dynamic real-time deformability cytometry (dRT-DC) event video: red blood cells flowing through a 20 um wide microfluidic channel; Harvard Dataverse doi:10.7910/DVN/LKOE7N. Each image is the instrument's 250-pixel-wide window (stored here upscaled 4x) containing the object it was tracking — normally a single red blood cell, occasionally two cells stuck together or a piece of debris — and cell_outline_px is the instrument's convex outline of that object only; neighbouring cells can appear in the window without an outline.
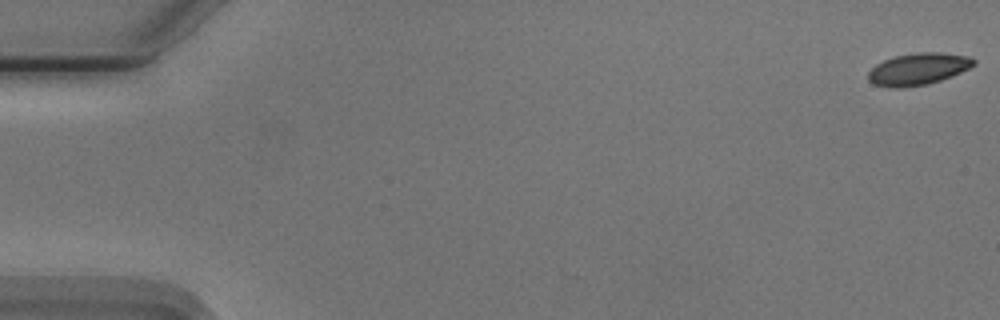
{"species": "Egyptian fruit bat (a non-hibernating species)", "species_latin": "Rousettus aegyptiacus", "temperature_condition": "cold", "stored_images_in_passage": 55, "camera_frame_rate_fps": 3000, "um_per_image_px": 0.085, "animal": {"sex": "male"}, "frame": {"image": 1, "passage_image": 1, "time_ms": 0.0, "image_size_px": [1000, 320], "cell_outline_px": [[976, 64], [952, 76], [928, 84], [904, 88], [888, 88], [872, 84], [868, 80], [868, 72], [876, 64], [884, 60], [896, 56], [916, 52], [940, 52], [972, 56], [976, 60]], "centroid_in_image_um": [78.04, 5.87], "position_along_channel_um": 7.0, "area_um2": 19.88}}
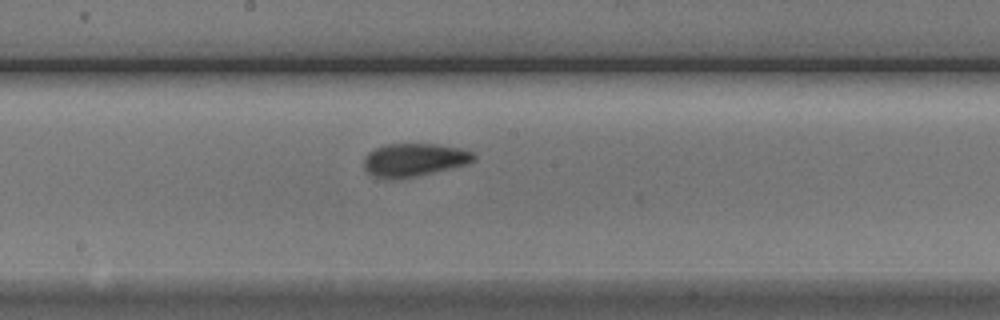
{"frame": {"image": 2, "passage_image": 30, "time_ms": 9.667, "image_size_px": [1000, 320], "cell_outline_px": [[476, 156], [472, 160], [464, 164], [432, 172], [412, 176], [388, 180], [384, 180], [368, 172], [364, 168], [364, 156], [368, 152], [384, 144], [436, 144], [460, 148], [472, 152]], "centroid_in_image_um": [35.12, 13.57], "position_along_channel_um": 213.1, "area_um2": 20.81}}
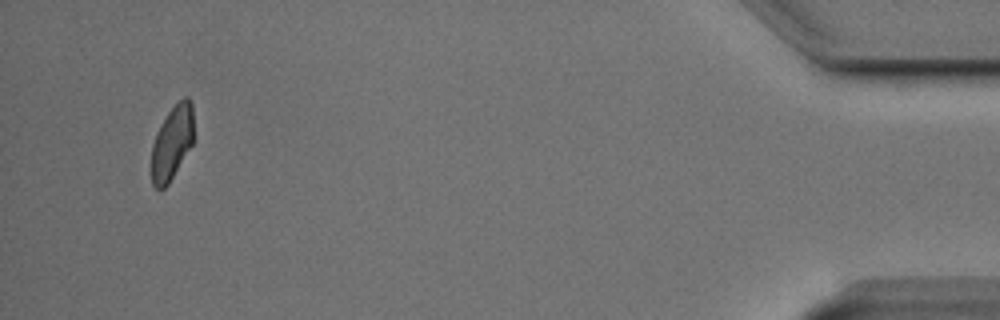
{"frame": {"image": 3, "passage_image": 53, "time_ms": 17.333, "image_size_px": [1000, 320], "cell_outline_px": [[192, 144], [168, 184], [164, 188], [156, 188], [152, 184], [152, 144], [156, 132], [168, 112], [184, 96], [188, 96], [192, 100]], "centroid_in_image_um": [14.61, 12.11], "position_along_channel_um": 420.6, "area_um2": 17.86}}